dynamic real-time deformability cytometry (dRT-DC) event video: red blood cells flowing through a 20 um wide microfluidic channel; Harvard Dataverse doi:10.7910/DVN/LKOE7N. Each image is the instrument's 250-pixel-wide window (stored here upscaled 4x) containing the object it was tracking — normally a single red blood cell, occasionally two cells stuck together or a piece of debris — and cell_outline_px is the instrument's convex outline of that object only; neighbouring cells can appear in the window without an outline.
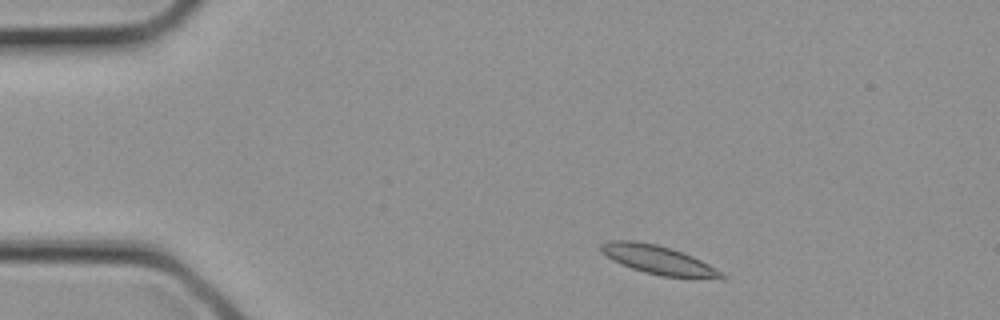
{"species": "common noctule bat (a hibernating species)", "species_latin": "Nyctalus noctula", "temperature_condition": "cold", "stored_images_in_passage": 2, "camera_frame_rate_fps": 3000, "um_per_image_px": 0.085, "animal": {"sex": "female", "body_mass_g": 21.9}, "frame": {"image": 1, "passage_image": 1, "time_ms": 0.0, "image_size_px": [1000, 320], "cell_outline_px": [[728, 276], [724, 280], [720, 280], [660, 276], [644, 272], [632, 268], [612, 260], [600, 252], [600, 244], [608, 240], [636, 240], [656, 244], [672, 248], [684, 252], [708, 264]], "centroid_in_image_um": [56.0, 22.1], "position_along_channel_um": 29.0, "area_um2": 20.69}}
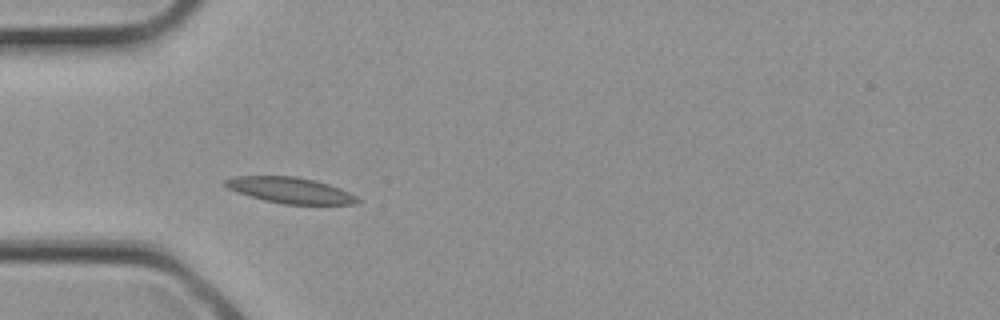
{"frame": {"image": 2, "passage_image": 2, "time_ms": 0.333, "image_size_px": [1000, 320], "cell_outline_px": [[360, 200], [356, 204], [284, 204], [264, 200], [228, 188], [224, 184], [224, 180], [236, 176], [296, 176], [316, 180], [340, 188], [356, 196]], "centroid_in_image_um": [24.7, 16.16], "position_along_channel_um": 60.3, "area_um2": 19.71}}